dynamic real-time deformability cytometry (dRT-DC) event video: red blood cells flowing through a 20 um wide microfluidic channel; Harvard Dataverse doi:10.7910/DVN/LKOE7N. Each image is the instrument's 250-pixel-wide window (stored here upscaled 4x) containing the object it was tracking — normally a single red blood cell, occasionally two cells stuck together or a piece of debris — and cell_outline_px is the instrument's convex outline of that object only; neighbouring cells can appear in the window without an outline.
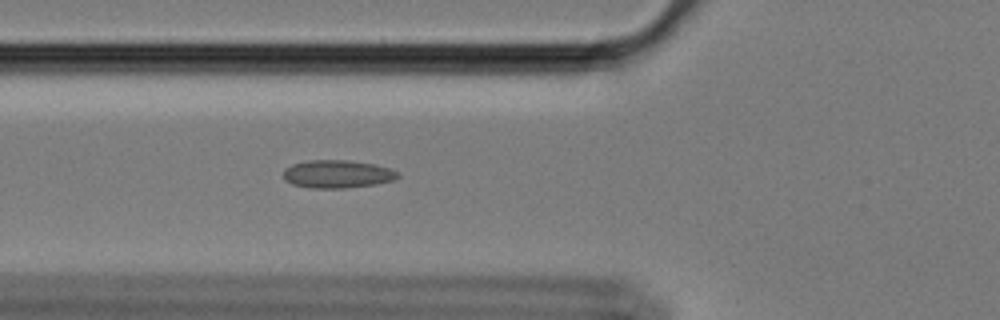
{"species": "Egyptian fruit bat (a non-hibernating species)", "species_latin": "Rousettus aegyptiacus", "temperature_condition": "cold", "stored_images_in_passage": 44, "camera_frame_rate_fps": 3000, "um_per_image_px": 0.085, "animal": {"sex": "female"}, "frame": {"image": 1, "passage_image": 7, "time_ms": 2.0, "image_size_px": [1000, 320], "cell_outline_px": [[400, 176], [392, 180], [376, 184], [348, 188], [312, 188], [292, 184], [284, 180], [284, 168], [292, 164], [308, 160], [348, 160], [372, 164], [388, 168], [396, 172]], "centroid_in_image_um": [28.63, 14.8], "position_along_channel_um": 97.2, "area_um2": 18.55}}
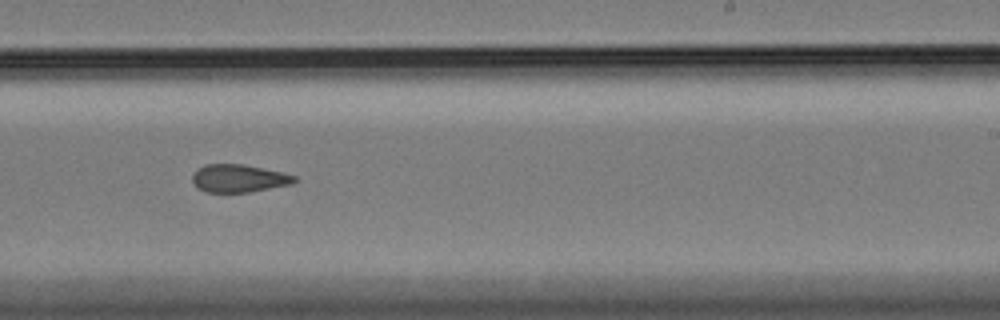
{"frame": {"image": 2, "passage_image": 22, "time_ms": 7.0, "image_size_px": [1000, 320], "cell_outline_px": [[296, 180], [292, 184], [248, 192], [204, 192], [196, 188], [192, 180], [192, 172], [196, 168], [204, 164], [244, 164], [284, 172], [296, 176]], "centroid_in_image_um": [20.25, 15.15], "position_along_channel_um": 268.8, "area_um2": 16.82}}
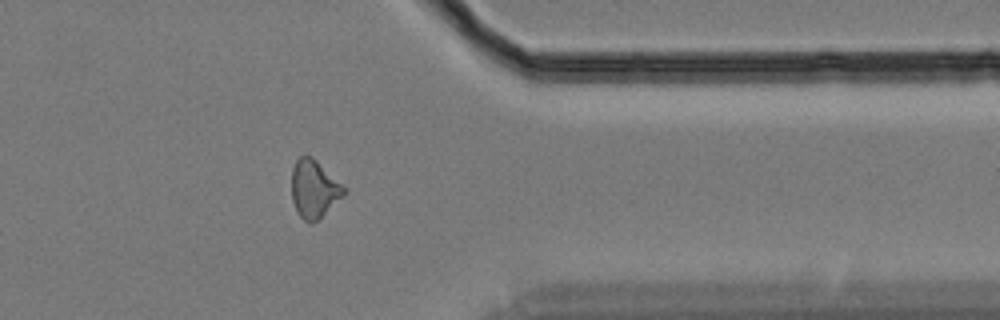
{"frame": {"image": 3, "passage_image": 33, "time_ms": 10.667, "image_size_px": [1000, 320], "cell_outline_px": [[348, 192], [344, 196], [312, 224], [308, 224], [296, 212], [292, 200], [292, 168], [296, 160], [300, 156], [312, 156], [348, 188]], "centroid_in_image_um": [26.72, 16.06], "position_along_channel_um": 384.7, "area_um2": 17.92}, "authors_computed_cell_mechanics": {"area_um2": 17.3978, "velocity_mm_per_s": 3.418, "shape_relaxation_time_tau1_ms": null, "shape_relaxation_time_tau2_ms": 2.6501, "deformation_change_tau1": null, "deformation_change_tau2": 0.0988}}